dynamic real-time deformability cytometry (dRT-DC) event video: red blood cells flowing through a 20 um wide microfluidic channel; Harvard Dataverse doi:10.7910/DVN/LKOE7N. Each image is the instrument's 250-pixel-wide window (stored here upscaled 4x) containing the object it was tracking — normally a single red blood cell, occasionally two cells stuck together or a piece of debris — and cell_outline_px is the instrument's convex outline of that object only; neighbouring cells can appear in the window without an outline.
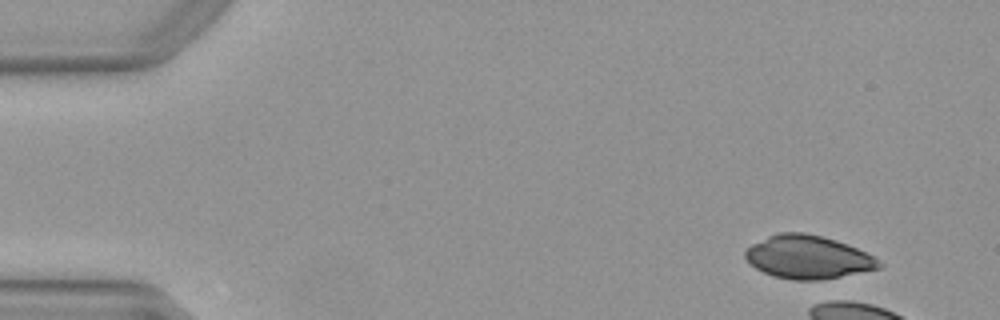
{"species": "Egyptian fruit bat (a non-hibernating species)", "species_latin": "Rousettus aegyptiacus", "temperature_condition": "warm", "stored_images_in_passage": 7, "camera_frame_rate_fps": 3000, "um_per_image_px": 0.085, "animal": {"sex": "female"}, "frame": {"image": 1, "passage_image": 1, "time_ms": 0.0, "image_size_px": [1000, 320], "cell_outline_px": [[884, 264], [880, 268], [820, 280], [792, 280], [772, 276], [756, 268], [744, 256], [744, 252], [752, 244], [768, 236], [780, 232], [804, 232], [836, 240], [856, 248], [872, 256]], "centroid_in_image_um": [68.66, 21.85], "position_along_channel_um": 16.3, "area_um2": 33.35}}